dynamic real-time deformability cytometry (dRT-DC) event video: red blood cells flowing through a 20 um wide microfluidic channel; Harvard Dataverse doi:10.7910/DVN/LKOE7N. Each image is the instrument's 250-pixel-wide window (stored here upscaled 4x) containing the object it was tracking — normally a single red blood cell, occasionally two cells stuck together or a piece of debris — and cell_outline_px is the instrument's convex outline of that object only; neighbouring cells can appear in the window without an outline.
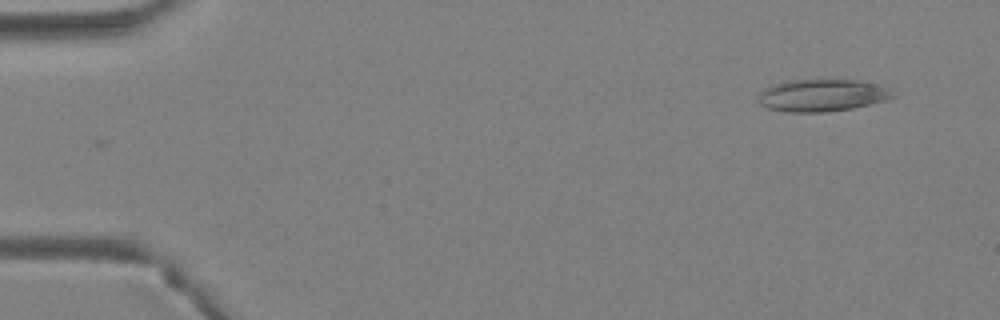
{"species": "Egyptian fruit bat (a non-hibernating species)", "species_latin": "Rousettus aegyptiacus", "temperature_condition": "warm", "stored_images_in_passage": 38, "camera_frame_rate_fps": 3000, "um_per_image_px": 0.085, "animal": {"sex": "female"}, "frame": {"image": 1, "passage_image": 1, "time_ms": 0.0, "image_size_px": [1000, 320], "cell_outline_px": [[896, 96], [888, 100], [852, 108], [828, 112], [784, 112], [768, 108], [760, 104], [756, 100], [760, 92], [764, 88], [772, 84], [784, 80], [816, 76], [860, 80], [880, 84], [892, 88]], "centroid_in_image_um": [69.89, 8.04], "position_along_channel_um": 15.1, "area_um2": 26.93}}
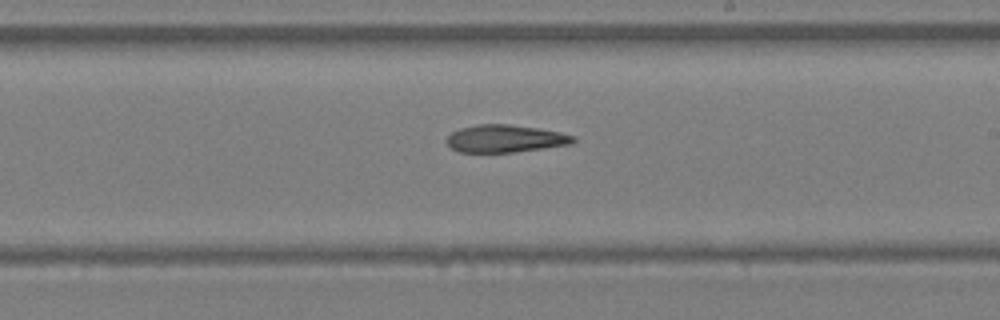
{"frame": {"image": 2, "passage_image": 22, "time_ms": 7.0, "image_size_px": [1000, 320], "cell_outline_px": [[576, 140], [572, 144], [512, 152], [460, 152], [452, 148], [444, 140], [452, 132], [460, 128], [476, 124], [508, 124], [536, 128], [560, 132], [576, 136]], "centroid_in_image_um": [42.93, 11.78], "position_along_channel_um": 246.1, "area_um2": 20.23}}
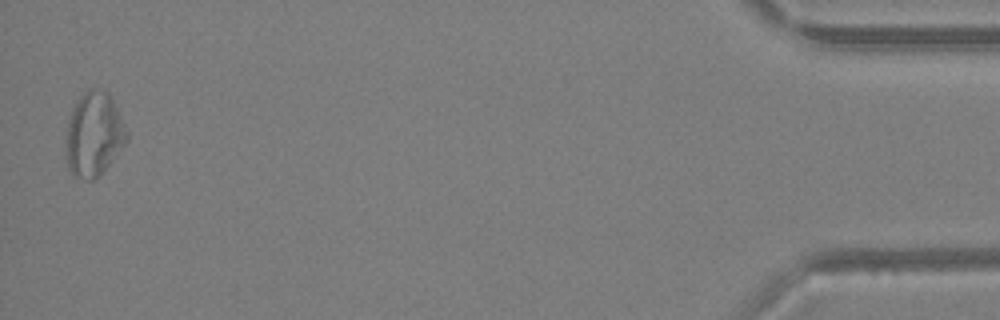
{"frame": {"image": 3, "passage_image": 38, "time_ms": 12.333, "image_size_px": [1000, 320], "cell_outline_px": [[128, 140], [116, 156], [92, 180], [88, 180], [72, 176], [68, 168], [64, 136], [68, 120], [72, 108], [76, 100], [88, 88], [96, 88], [108, 92], [128, 132]], "centroid_in_image_um": [7.94, 11.4], "position_along_channel_um": 427.3, "area_um2": 29.88}}